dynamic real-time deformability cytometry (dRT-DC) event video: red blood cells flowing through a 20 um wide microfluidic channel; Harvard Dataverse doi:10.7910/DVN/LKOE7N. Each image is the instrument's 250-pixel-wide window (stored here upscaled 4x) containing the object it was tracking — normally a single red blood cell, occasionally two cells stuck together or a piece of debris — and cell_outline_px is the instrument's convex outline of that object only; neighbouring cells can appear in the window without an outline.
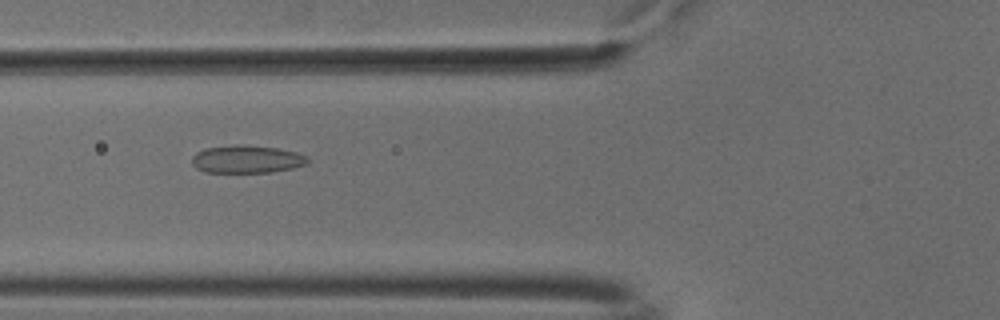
{"species": "common noctule bat (a hibernating species)", "species_latin": "Nyctalus noctula", "temperature_condition": "cold", "stored_images_in_passage": 48, "camera_frame_rate_fps": 3000, "um_per_image_px": 0.085, "animal": {"sex": "male", "body_mass_g": 18.8}, "frame": {"image": 1, "passage_image": 15, "time_ms": 4.667, "image_size_px": [1000, 320], "cell_outline_px": [[308, 164], [292, 168], [272, 172], [204, 172], [196, 168], [192, 164], [192, 156], [196, 152], [204, 148], [236, 144], [244, 144], [276, 148], [296, 152], [308, 156]], "centroid_in_image_um": [20.96, 13.52], "position_along_channel_um": 104.8, "area_um2": 18.9}}
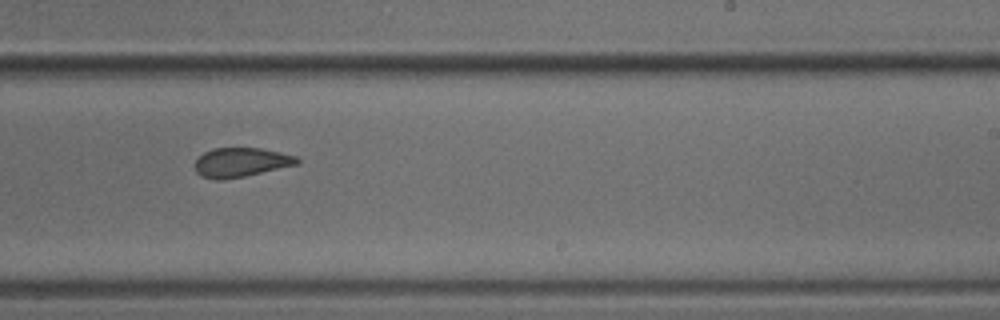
{"frame": {"image": 2, "passage_image": 28, "time_ms": 9.0, "image_size_px": [1000, 320], "cell_outline_px": [[300, 164], [244, 176], [224, 180], [216, 180], [200, 176], [196, 172], [196, 160], [204, 152], [212, 148], [260, 148], [280, 152], [296, 156], [300, 160]], "centroid_in_image_um": [20.49, 13.8], "position_along_channel_um": 268.5, "area_um2": 17.46}}
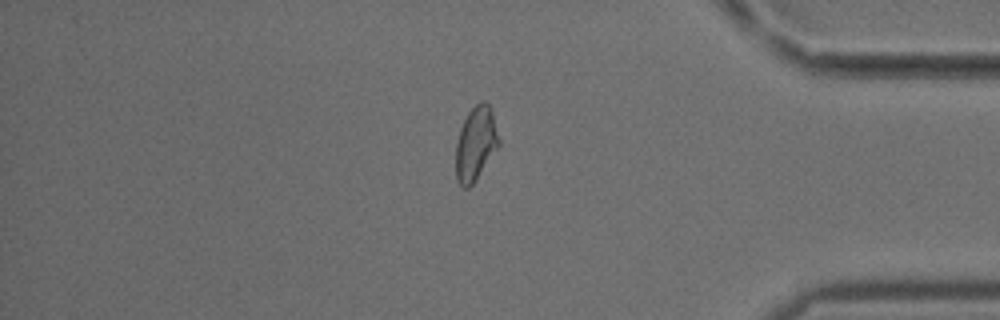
{"frame": {"image": 3, "passage_image": 40, "time_ms": 13.0, "image_size_px": [1000, 320], "cell_outline_px": [[500, 144], [472, 184], [468, 188], [460, 188], [456, 180], [456, 144], [460, 128], [468, 112], [480, 100], [484, 100], [492, 108], [500, 140]], "centroid_in_image_um": [40.43, 12.19], "position_along_channel_um": 394.8, "area_um2": 18.61}, "authors_computed_cell_mechanics": {"area_um2": 18.5538, "velocity_mm_per_s": 3.77, "shape_relaxation_time_tau1_ms": null, "shape_relaxation_time_tau2_ms": 2.0873, "deformation_change_tau1": null, "deformation_change_tau2": 0.0809}}